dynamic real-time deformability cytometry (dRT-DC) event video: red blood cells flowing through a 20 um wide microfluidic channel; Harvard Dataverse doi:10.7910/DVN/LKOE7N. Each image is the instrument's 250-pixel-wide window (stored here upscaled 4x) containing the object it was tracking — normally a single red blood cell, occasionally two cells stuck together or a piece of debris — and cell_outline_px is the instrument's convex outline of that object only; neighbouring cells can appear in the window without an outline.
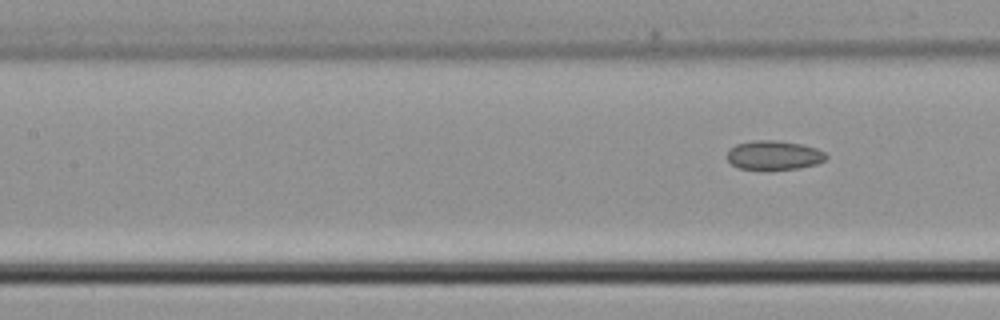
{"species": "common noctule bat (a hibernating species)", "species_latin": "Nyctalus noctula", "temperature_condition": "cold", "stored_images_in_passage": 6, "segment_of_instrument_passage": [2, 2], "camera_frame_rate_fps": 3000, "um_per_image_px": 0.085, "animal": {"sex": "male", "body_mass_g": 21.5, "forearm_length_mm": 52.0}, "frame": {"image": 1, "passage_image": 6, "time_ms": 1.667, "image_size_px": [1000, 320], "cell_outline_px": [[828, 156], [824, 160], [816, 164], [800, 168], [740, 168], [732, 164], [728, 160], [728, 152], [736, 144], [752, 140], [776, 140], [800, 144], [816, 148], [824, 152]], "centroid_in_image_um": [65.8, 13.17], "position_along_channel_um": 141.6, "area_um2": 16.36}}